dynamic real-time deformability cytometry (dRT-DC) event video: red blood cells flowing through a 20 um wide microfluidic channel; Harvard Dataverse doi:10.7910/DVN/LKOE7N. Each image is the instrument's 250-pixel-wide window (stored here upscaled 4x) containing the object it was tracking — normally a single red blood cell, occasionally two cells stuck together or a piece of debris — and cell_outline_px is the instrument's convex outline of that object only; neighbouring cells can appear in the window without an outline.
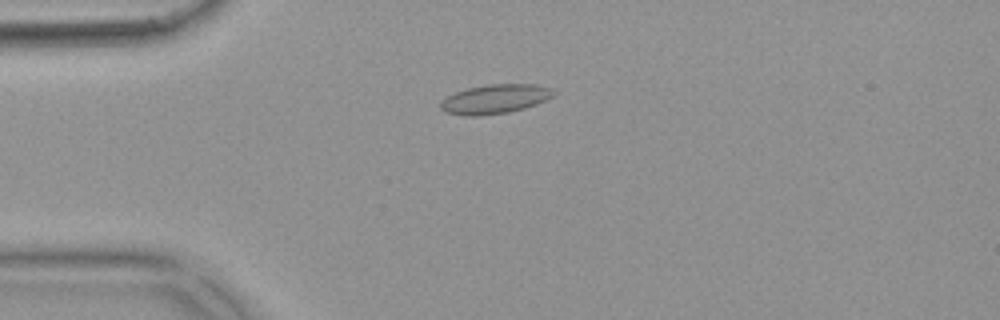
{"species": "common noctule bat (a hibernating species)", "species_latin": "Nyctalus noctula", "temperature_condition": "warm", "stored_images_in_passage": 49, "camera_frame_rate_fps": 3000, "um_per_image_px": 0.085, "animal": {"sex": "female", "body_mass_g": 18.4}, "frame": {"image": 1, "passage_image": 8, "time_ms": 2.333, "image_size_px": [1000, 320], "cell_outline_px": [[556, 92], [552, 96], [536, 104], [524, 108], [508, 112], [480, 116], [464, 116], [444, 112], [440, 108], [440, 100], [456, 92], [468, 88], [488, 84], [536, 84], [552, 88]], "centroid_in_image_um": [42.05, 8.42], "position_along_channel_um": 43.0, "area_um2": 19.31}}
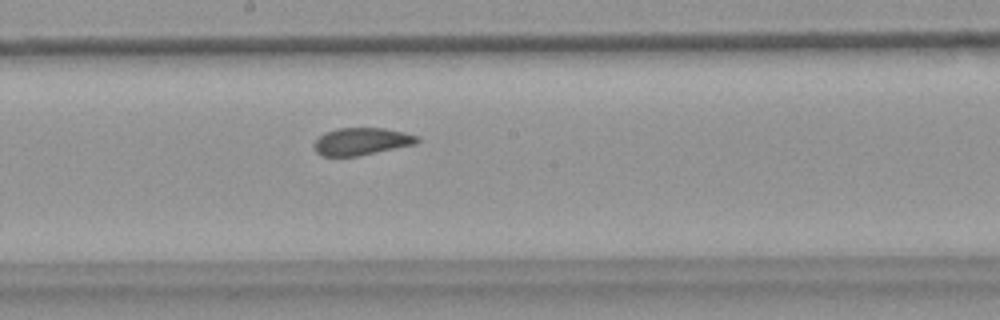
{"frame": {"image": 2, "passage_image": 24, "time_ms": 7.667, "image_size_px": [1000, 320], "cell_outline_px": [[420, 140], [416, 144], [356, 156], [320, 156], [316, 152], [312, 144], [324, 132], [336, 128], [384, 128], [404, 132], [420, 136]], "centroid_in_image_um": [30.72, 12.01], "position_along_channel_um": 217.5, "area_um2": 16.53}}
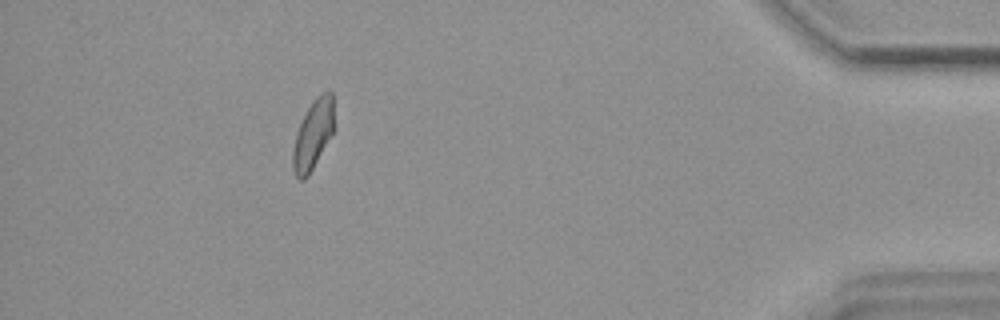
{"frame": {"image": 3, "passage_image": 44, "time_ms": 14.333, "image_size_px": [1000, 320], "cell_outline_px": [[332, 132], [308, 176], [304, 180], [300, 180], [296, 176], [292, 168], [292, 152], [296, 132], [312, 100], [320, 92], [328, 88], [332, 92]], "centroid_in_image_um": [26.57, 11.42], "position_along_channel_um": 408.6, "area_um2": 16.3}, "authors_computed_cell_mechanics": {"area_um2": 17.2244, "velocity_mm_per_s": 3.675, "shape_relaxation_time_tau1_ms": null, "shape_relaxation_time_tau2_ms": 1.2478, "deformation_change_tau1": null, "deformation_change_tau2": 0.0815}}